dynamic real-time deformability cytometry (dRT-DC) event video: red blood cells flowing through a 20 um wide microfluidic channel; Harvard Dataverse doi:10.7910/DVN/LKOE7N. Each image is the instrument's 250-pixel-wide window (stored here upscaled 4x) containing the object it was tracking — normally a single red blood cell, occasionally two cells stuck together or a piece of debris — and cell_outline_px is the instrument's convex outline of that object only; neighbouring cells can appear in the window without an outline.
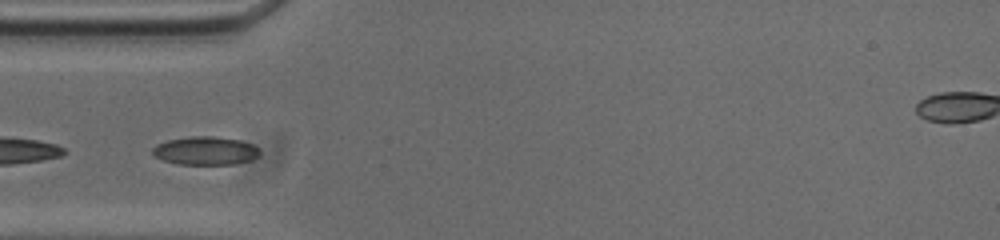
{"species": "common noctule bat (a hibernating species)", "species_latin": "Nyctalus noctula", "temperature_condition": "cold", "stored_images_in_passage": 18, "camera_frame_rate_fps": 3000, "um_per_image_px": 0.085, "animal": {"sex": "male", "body_mass_g": 20.0, "forearm_length_mm": 53.3}, "frame": {"image": 1, "passage_image": 3, "time_ms": 0.667, "image_size_px": [1000, 240], "cell_outline_px": [[260, 156], [248, 160], [232, 164], [176, 164], [164, 160], [156, 156], [152, 152], [152, 148], [156, 144], [168, 140], [188, 136], [212, 136], [240, 140], [252, 144], [260, 148]], "centroid_in_image_um": [17.47, 12.8], "position_along_channel_um": 67.5, "area_um2": 17.69}}
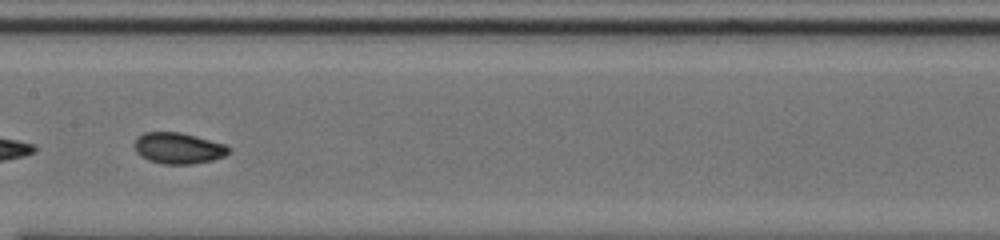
{"frame": {"image": 2, "passage_image": 13, "time_ms": 4.0, "image_size_px": [1000, 240], "cell_outline_px": [[232, 148], [224, 156], [212, 160], [192, 164], [164, 164], [148, 160], [140, 156], [136, 152], [136, 140], [144, 132], [180, 132], [196, 136], [224, 144]], "centroid_in_image_um": [15.17, 12.6], "position_along_channel_um": 192.2, "area_um2": 16.94}}
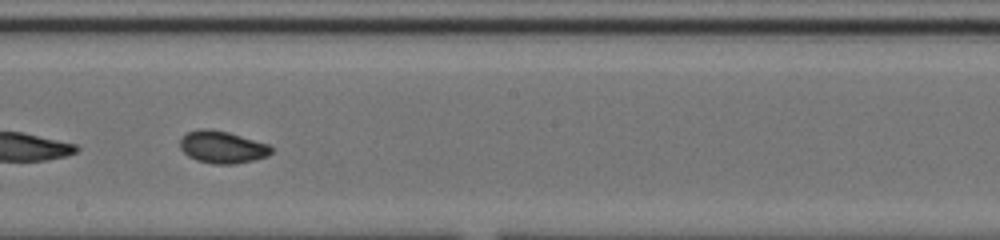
{"frame": {"image": 3, "passage_image": 16, "time_ms": 5.0, "image_size_px": [1000, 240], "cell_outline_px": [[272, 152], [268, 156], [256, 160], [236, 164], [212, 164], [196, 160], [188, 156], [180, 148], [180, 140], [188, 132], [200, 128], [208, 128], [228, 132], [268, 144], [272, 148]], "centroid_in_image_um": [18.9, 12.51], "position_along_channel_um": 229.3, "area_um2": 17.22}}